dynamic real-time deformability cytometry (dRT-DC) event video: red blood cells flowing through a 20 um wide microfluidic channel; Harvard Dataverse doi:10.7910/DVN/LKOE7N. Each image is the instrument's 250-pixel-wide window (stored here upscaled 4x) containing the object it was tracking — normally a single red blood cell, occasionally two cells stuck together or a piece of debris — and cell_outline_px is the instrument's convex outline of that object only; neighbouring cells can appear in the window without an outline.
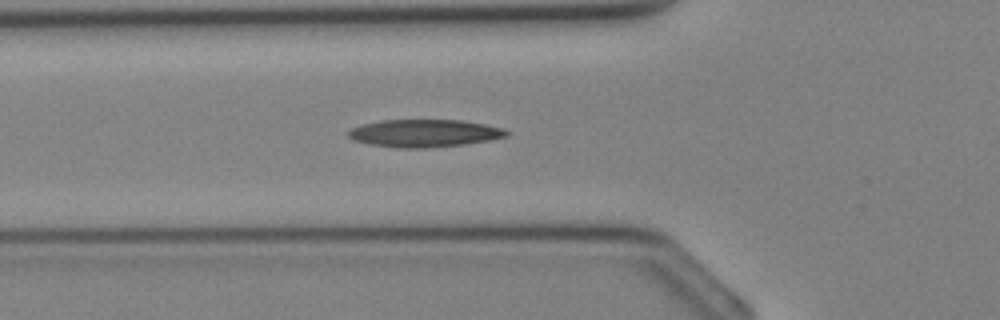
{"species": "Egyptian fruit bat (a non-hibernating species)", "species_latin": "Rousettus aegyptiacus", "temperature_condition": "cold", "stored_images_in_passage": 26, "segment_of_instrument_passage": [1, 2], "camera_frame_rate_fps": 3000, "um_per_image_px": 0.085, "animal": {"sex": "female"}, "frame": {"image": 1, "passage_image": 2, "time_ms": 0.333, "image_size_px": [1000, 320], "cell_outline_px": [[508, 136], [488, 140], [464, 144], [424, 148], [396, 148], [368, 144], [352, 140], [348, 136], [348, 132], [352, 128], [360, 124], [380, 120], [460, 120], [484, 124], [504, 128], [508, 132]], "centroid_in_image_um": [36.02, 11.32], "position_along_channel_um": 89.8, "area_um2": 25.49}}
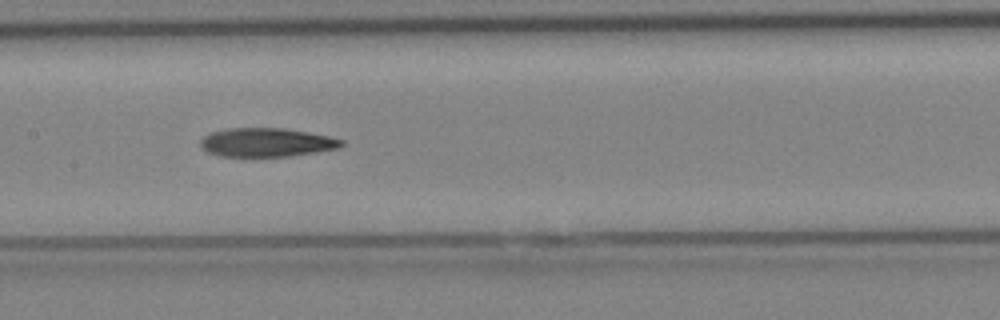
{"frame": {"image": 2, "passage_image": 7, "time_ms": 2.0, "image_size_px": [1000, 320], "cell_outline_px": [[344, 144], [340, 148], [292, 156], [220, 156], [208, 152], [200, 144], [200, 140], [204, 136], [212, 132], [228, 128], [284, 128], [308, 132], [328, 136], [344, 140]], "centroid_in_image_um": [22.69, 12.1], "position_along_channel_um": 184.7, "area_um2": 23.58}}
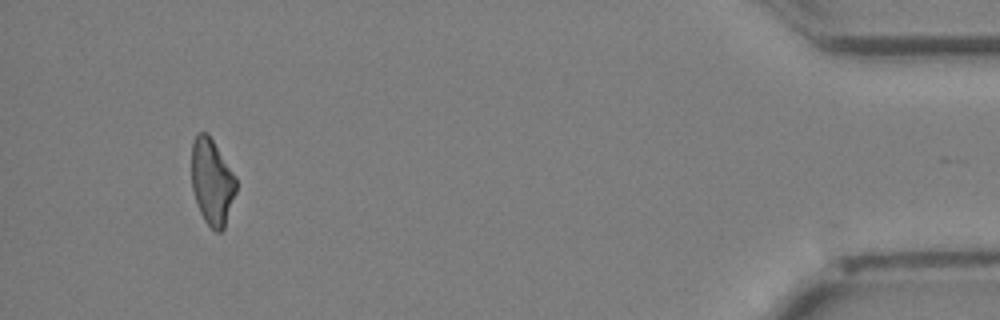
{"frame": {"image": 3, "passage_image": 23, "time_ms": 7.333, "image_size_px": [1000, 320], "cell_outline_px": [[236, 192], [224, 228], [220, 232], [216, 232], [204, 220], [200, 212], [192, 188], [192, 140], [196, 132], [208, 132], [236, 176]], "centroid_in_image_um": [18.02, 15.41], "position_along_channel_um": 417.2, "area_um2": 22.43}}